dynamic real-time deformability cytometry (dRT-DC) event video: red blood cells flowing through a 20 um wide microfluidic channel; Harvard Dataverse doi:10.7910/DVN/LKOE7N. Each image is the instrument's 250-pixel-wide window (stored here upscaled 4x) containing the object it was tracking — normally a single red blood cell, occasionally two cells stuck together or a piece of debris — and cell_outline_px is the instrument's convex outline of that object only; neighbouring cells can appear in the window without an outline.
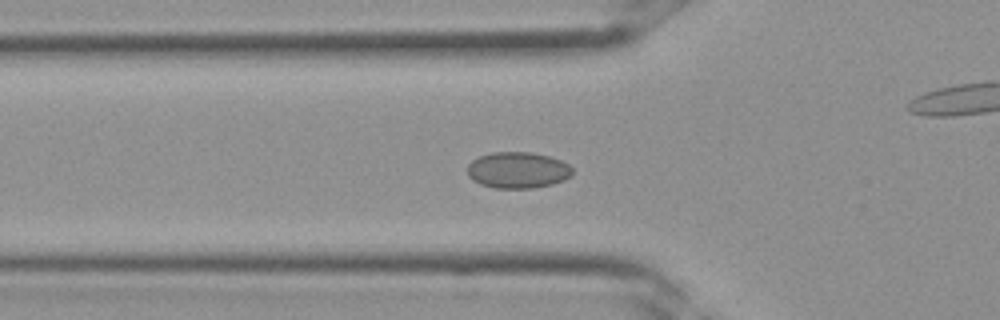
{"species": "Egyptian fruit bat (a non-hibernating species)", "species_latin": "Rousettus aegyptiacus", "temperature_condition": "room temperature", "stored_images_in_passage": 37, "camera_frame_rate_fps": 3000, "um_per_image_px": 0.085, "frame": {"image": 1, "passage_image": 13, "time_ms": 4.0, "image_size_px": [1000, 320], "cell_outline_px": [[572, 176], [564, 180], [552, 184], [532, 188], [496, 188], [480, 184], [472, 180], [468, 176], [468, 164], [472, 160], [480, 156], [492, 152], [532, 152], [548, 156], [560, 160], [568, 164], [572, 168]], "centroid_in_image_um": [44.01, 14.46], "position_along_channel_um": 81.8, "area_um2": 22.25}}
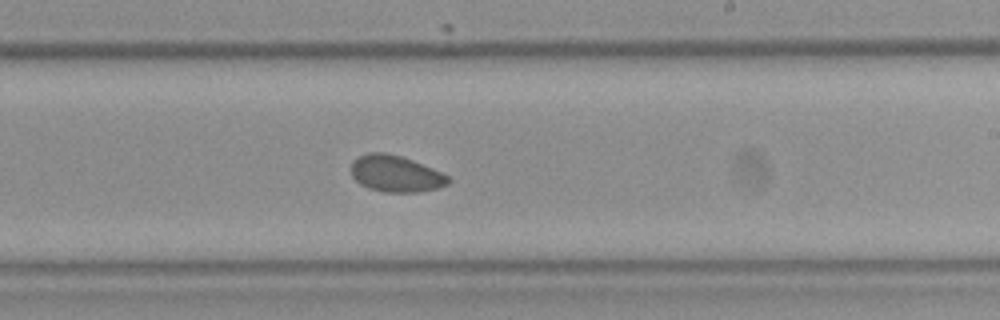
{"frame": {"image": 2, "passage_image": 22, "time_ms": 7.0, "image_size_px": [1000, 320], "cell_outline_px": [[452, 180], [448, 184], [436, 188], [420, 192], [384, 192], [368, 188], [360, 184], [352, 176], [352, 160], [368, 152], [384, 152], [400, 156], [412, 160], [432, 168], [448, 176]], "centroid_in_image_um": [33.63, 14.77], "position_along_channel_um": 255.4, "area_um2": 20.58}}
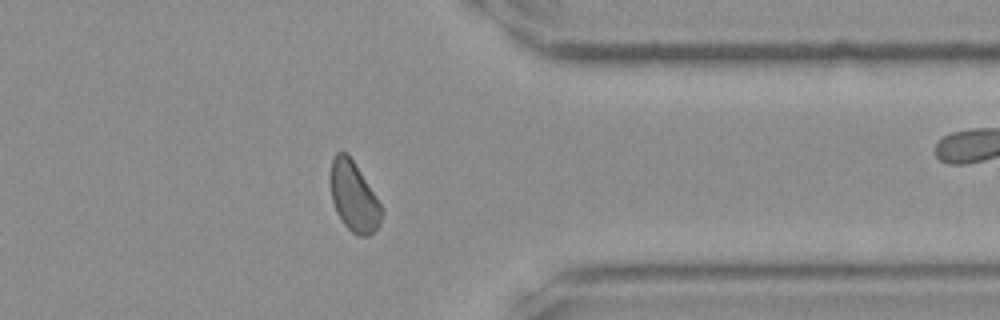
{"frame": {"image": 3, "passage_image": 29, "time_ms": 9.333, "image_size_px": [1000, 320], "cell_outline_px": [[384, 212], [380, 224], [368, 236], [356, 236], [344, 224], [336, 212], [332, 200], [332, 156], [336, 152], [348, 152], [376, 196]], "centroid_in_image_um": [30.1, 16.73], "position_along_channel_um": 381.3, "area_um2": 20.58}}